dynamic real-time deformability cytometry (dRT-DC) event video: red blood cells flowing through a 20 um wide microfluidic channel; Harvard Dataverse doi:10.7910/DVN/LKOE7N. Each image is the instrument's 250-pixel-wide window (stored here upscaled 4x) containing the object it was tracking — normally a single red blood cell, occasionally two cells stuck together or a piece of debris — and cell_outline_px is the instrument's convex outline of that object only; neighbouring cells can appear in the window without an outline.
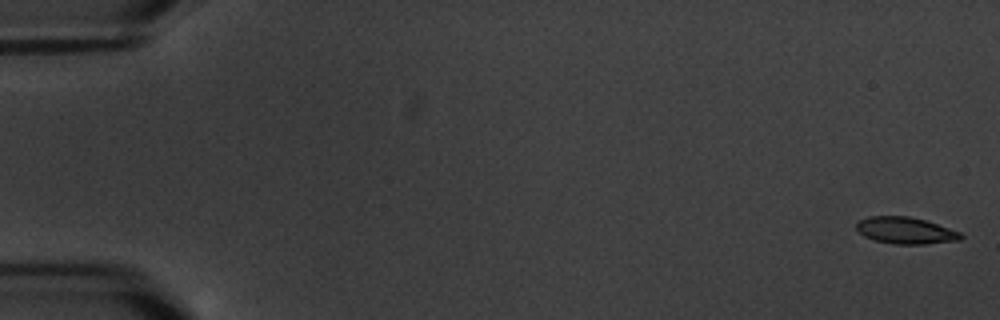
{"species": "common noctule bat (a hibernating species)", "species_latin": "Nyctalus noctula", "temperature_condition": "warm", "stored_images_in_passage": 8, "camera_frame_rate_fps": 3000, "um_per_image_px": 0.085, "animal": {"sex": "male", "body_mass_g": 20.1, "forearm_length_mm": 53.5}, "frame": {"image": 1, "passage_image": 1, "time_ms": 0.0, "image_size_px": [1000, 320], "cell_outline_px": [[964, 236], [960, 240], [924, 244], [892, 244], [876, 240], [864, 236], [856, 228], [856, 224], [860, 220], [868, 216], [908, 216], [924, 220], [960, 232]], "centroid_in_image_um": [76.96, 19.59], "position_along_channel_um": 8.0, "area_um2": 16.07}}
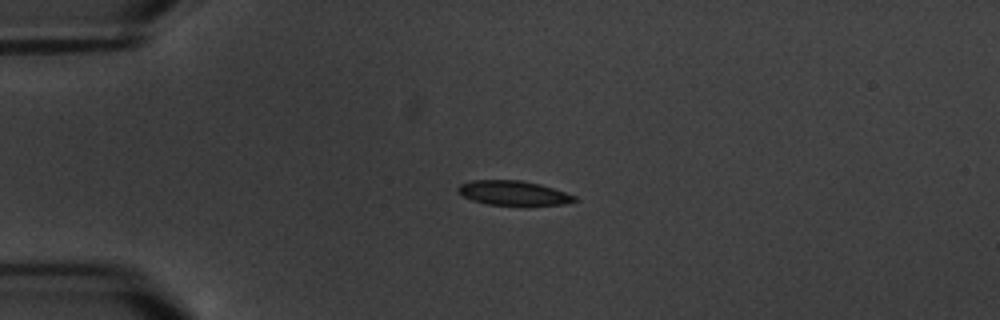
{"frame": {"image": 2, "passage_image": 5, "time_ms": 4.667, "image_size_px": [1000, 320], "cell_outline_px": [[580, 200], [564, 204], [488, 204], [472, 200], [456, 192], [456, 188], [460, 184], [472, 180], [520, 180], [540, 184], [576, 196]], "centroid_in_image_um": [43.6, 16.39], "position_along_channel_um": 41.4, "area_um2": 16.36}}